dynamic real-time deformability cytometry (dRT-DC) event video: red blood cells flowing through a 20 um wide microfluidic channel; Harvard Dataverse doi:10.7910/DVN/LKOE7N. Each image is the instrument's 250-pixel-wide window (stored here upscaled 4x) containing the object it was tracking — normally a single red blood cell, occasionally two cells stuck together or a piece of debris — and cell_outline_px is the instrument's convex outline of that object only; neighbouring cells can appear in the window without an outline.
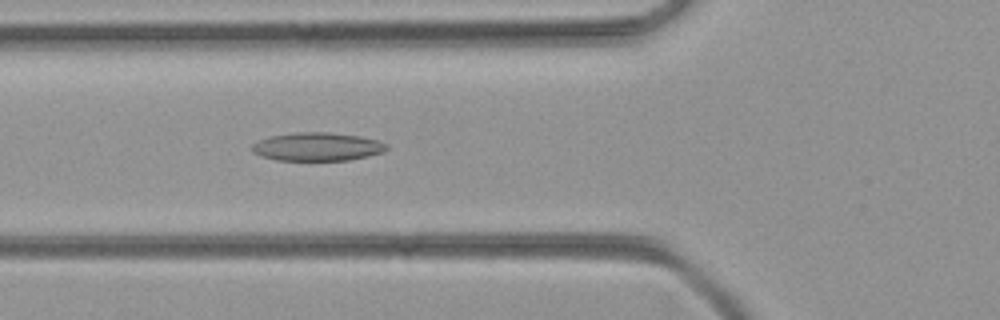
{"species": "common noctule bat (a hibernating species)", "species_latin": "Nyctalus noctula", "temperature_condition": "room temperature", "stored_images_in_passage": 35, "camera_frame_rate_fps": 3000, "um_per_image_px": 0.085, "animal": {"sex": "female", "body_mass_g": 21.9}, "frame": {"image": 1, "passage_image": 8, "time_ms": 2.333, "image_size_px": [1000, 320], "cell_outline_px": [[388, 148], [384, 152], [368, 156], [348, 160], [276, 160], [260, 156], [252, 152], [252, 144], [268, 136], [296, 132], [328, 132], [360, 136], [376, 140], [388, 144]], "centroid_in_image_um": [26.96, 12.47], "position_along_channel_um": 98.8, "area_um2": 22.31}}
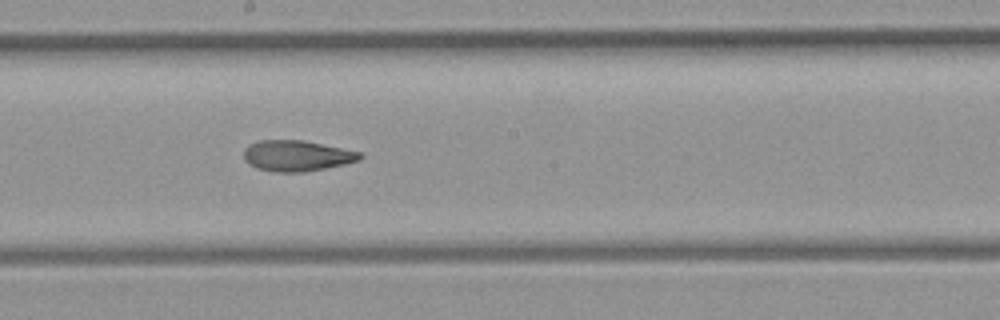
{"frame": {"image": 2, "passage_image": 17, "time_ms": 5.333, "image_size_px": [1000, 320], "cell_outline_px": [[364, 156], [360, 160], [344, 164], [304, 172], [276, 172], [256, 168], [248, 164], [244, 160], [244, 148], [248, 144], [260, 140], [304, 140], [360, 152]], "centroid_in_image_um": [25.2, 13.24], "position_along_channel_um": 223.0, "area_um2": 20.92}}
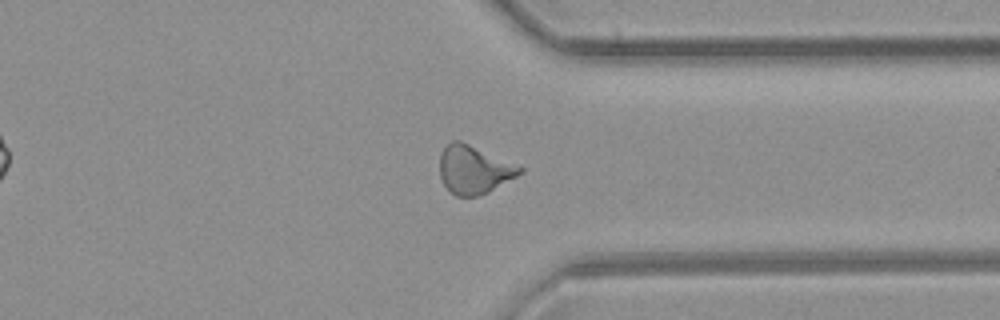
{"frame": {"image": 3, "passage_image": 28, "time_ms": 9.0, "image_size_px": [1000, 320], "cell_outline_px": [[524, 172], [488, 192], [476, 196], [456, 196], [444, 184], [440, 176], [440, 152], [452, 140], [460, 140], [520, 164], [524, 168]], "centroid_in_image_um": [40.33, 14.39], "position_along_channel_um": 371.1, "area_um2": 22.72}}